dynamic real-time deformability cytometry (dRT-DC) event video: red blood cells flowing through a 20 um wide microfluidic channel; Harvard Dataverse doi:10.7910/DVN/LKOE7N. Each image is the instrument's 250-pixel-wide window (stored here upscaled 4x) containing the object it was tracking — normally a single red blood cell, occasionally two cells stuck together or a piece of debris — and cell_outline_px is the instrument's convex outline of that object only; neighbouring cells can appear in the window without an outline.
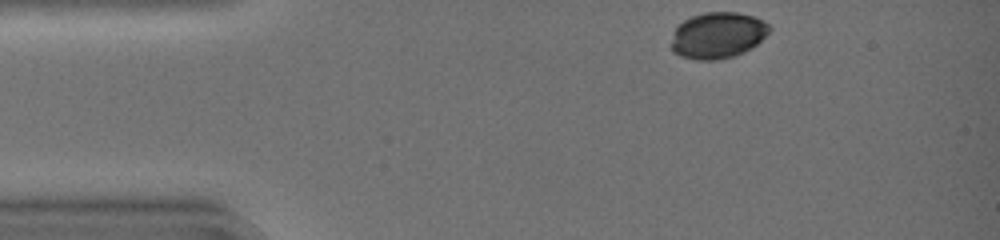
{"species": "common noctule bat (a hibernating species)", "species_latin": "Nyctalus noctula", "temperature_condition": "warm", "stored_images_in_passage": 24, "camera_frame_rate_fps": 3000, "um_per_image_px": 0.085, "animal": {"sex": "female", "body_mass_g": 19.0, "forearm_length_mm": 51.5}, "frame": {"image": 1, "passage_image": 1, "time_ms": 0.0, "image_size_px": [1000, 240], "cell_outline_px": [[772, 28], [752, 48], [744, 52], [732, 56], [716, 60], [696, 60], [680, 56], [672, 52], [672, 40], [676, 28], [684, 20], [692, 16], [704, 12], [736, 12], [752, 16], [764, 20]], "centroid_in_image_um": [61.01, 3.0], "position_along_channel_um": 24.0, "area_um2": 26.3}}
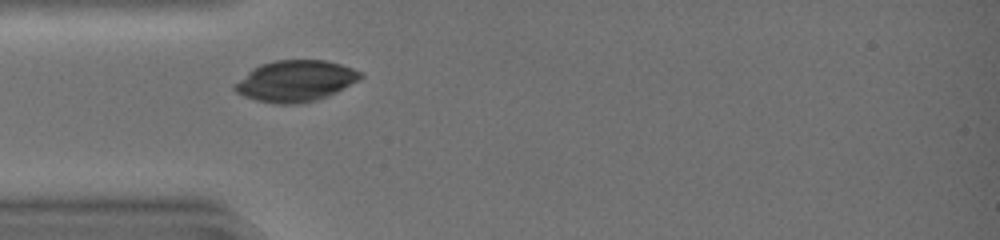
{"frame": {"image": 2, "passage_image": 8, "time_ms": 2.333, "image_size_px": [1000, 240], "cell_outline_px": [[364, 76], [336, 92], [328, 96], [316, 100], [296, 104], [272, 104], [256, 100], [244, 96], [236, 92], [232, 88], [232, 84], [248, 72], [260, 64], [276, 60], [324, 60], [340, 64], [364, 72]], "centroid_in_image_um": [25.09, 6.89], "position_along_channel_um": 59.9, "area_um2": 30.17}}
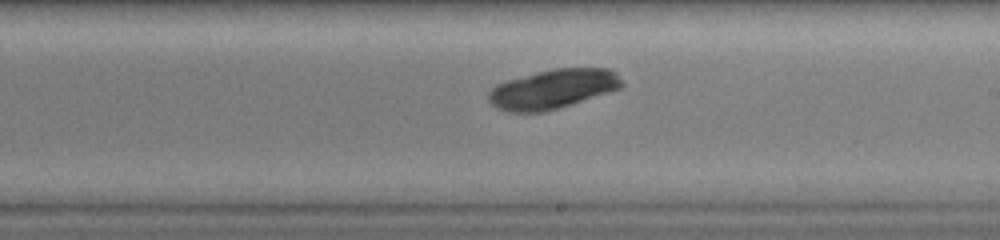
{"frame": {"image": 3, "passage_image": 21, "time_ms": 6.667, "image_size_px": [1000, 240], "cell_outline_px": [[624, 84], [620, 88], [560, 108], [544, 112], [508, 112], [496, 108], [488, 100], [488, 92], [496, 84], [508, 80], [536, 72], [552, 68], [612, 68], [616, 72]], "centroid_in_image_um": [46.99, 7.56], "position_along_channel_um": 242.0, "area_um2": 30.69}}